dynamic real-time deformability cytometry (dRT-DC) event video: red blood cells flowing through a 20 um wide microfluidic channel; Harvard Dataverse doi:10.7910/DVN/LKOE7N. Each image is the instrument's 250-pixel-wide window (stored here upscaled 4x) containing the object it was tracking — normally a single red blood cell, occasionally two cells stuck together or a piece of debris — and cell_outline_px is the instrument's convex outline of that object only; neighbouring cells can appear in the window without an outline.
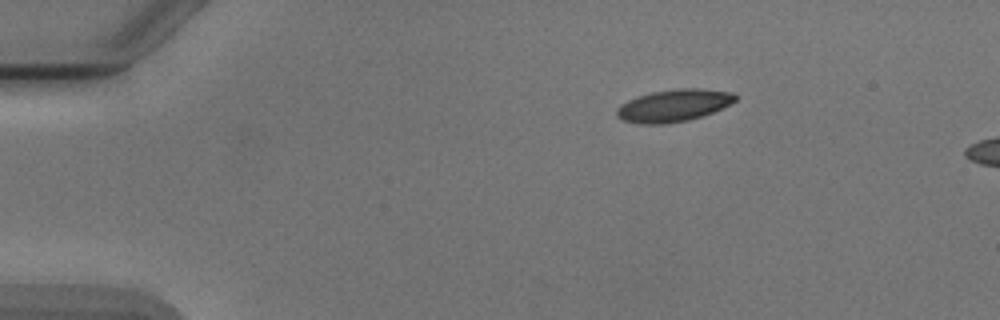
{"species": "Egyptian fruit bat (a non-hibernating species)", "species_latin": "Rousettus aegyptiacus", "temperature_condition": "cold", "stored_images_in_passage": 3, "camera_frame_rate_fps": 3000, "um_per_image_px": 0.085, "animal": {"sex": "male"}, "frame": {"image": 1, "passage_image": 1, "time_ms": 0.0, "image_size_px": [1000, 320], "cell_outline_px": [[736, 100], [712, 112], [688, 120], [664, 124], [640, 124], [624, 120], [616, 116], [616, 108], [620, 104], [628, 100], [652, 92], [676, 88], [700, 88], [732, 92], [736, 96]], "centroid_in_image_um": [57.22, 8.96], "position_along_channel_um": 27.8, "area_um2": 22.08}}